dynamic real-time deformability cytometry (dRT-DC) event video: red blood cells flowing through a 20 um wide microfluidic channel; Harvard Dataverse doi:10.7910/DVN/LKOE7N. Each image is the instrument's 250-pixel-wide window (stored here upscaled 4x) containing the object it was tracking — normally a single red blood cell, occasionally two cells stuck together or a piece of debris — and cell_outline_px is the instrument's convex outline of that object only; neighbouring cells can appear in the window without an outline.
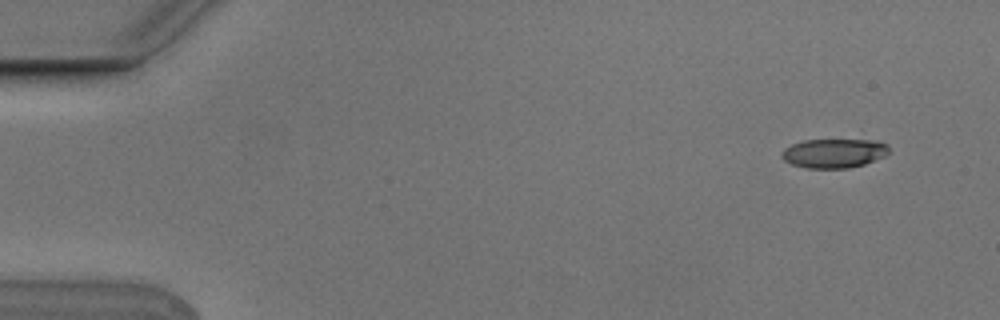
{"species": "Egyptian fruit bat (a non-hibernating species)", "species_latin": "Rousettus aegyptiacus", "temperature_condition": "cold", "stored_images_in_passage": 6, "camera_frame_rate_fps": 3000, "um_per_image_px": 0.085, "animal": {"sex": "male"}, "frame": {"image": 1, "passage_image": 1, "time_ms": 0.0, "image_size_px": [1000, 320], "cell_outline_px": [[888, 152], [884, 156], [864, 164], [848, 168], [808, 168], [792, 164], [784, 160], [780, 156], [780, 152], [784, 148], [792, 144], [804, 140], [880, 140], [888, 144]], "centroid_in_image_um": [70.87, 13.01], "position_along_channel_um": 14.1, "area_um2": 18.26}}
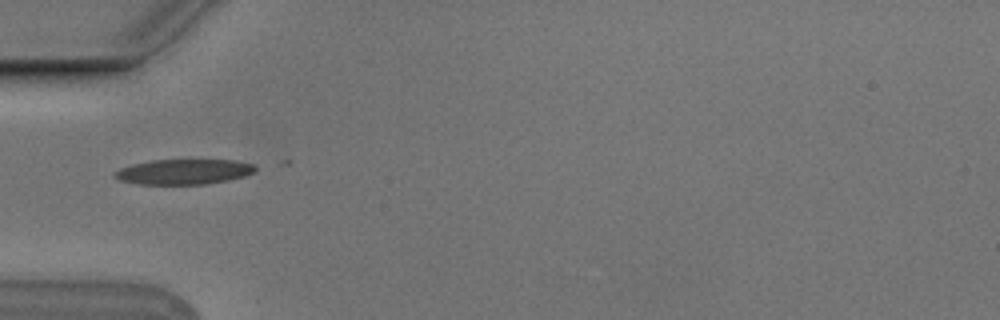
{"frame": {"image": 2, "passage_image": 5, "time_ms": 1.333, "image_size_px": [1000, 320], "cell_outline_px": [[256, 168], [252, 172], [244, 176], [228, 180], [204, 184], [136, 184], [120, 180], [112, 176], [120, 168], [132, 164], [152, 160], [232, 160], [252, 164]], "centroid_in_image_um": [15.57, 14.6], "position_along_channel_um": 69.4, "area_um2": 20.4}}